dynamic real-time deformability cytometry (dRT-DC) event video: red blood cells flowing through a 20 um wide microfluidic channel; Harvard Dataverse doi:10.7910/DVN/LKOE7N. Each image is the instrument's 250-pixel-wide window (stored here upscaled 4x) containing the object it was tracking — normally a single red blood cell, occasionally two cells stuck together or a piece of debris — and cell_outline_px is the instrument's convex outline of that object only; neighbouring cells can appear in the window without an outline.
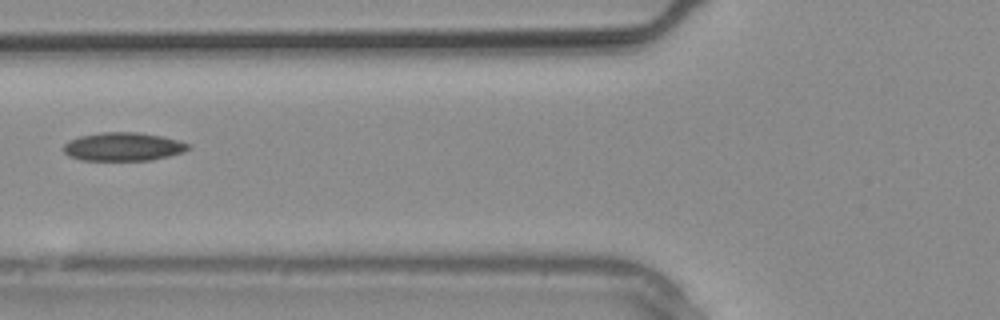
{"species": "common noctule bat (a hibernating species)", "species_latin": "Nyctalus noctula", "temperature_condition": "warm", "stored_images_in_passage": 5, "camera_frame_rate_fps": 3000, "um_per_image_px": 0.085, "animal": {"sex": "male", "body_mass_g": 20.4}, "frame": {"image": 1, "passage_image": 4, "time_ms": 1.0, "image_size_px": [1000, 320], "cell_outline_px": [[192, 148], [184, 152], [152, 160], [80, 160], [68, 156], [60, 148], [68, 140], [80, 136], [100, 132], [136, 132], [164, 136], [192, 144]], "centroid_in_image_um": [10.47, 12.46], "position_along_channel_um": 115.3, "area_um2": 21.04}}